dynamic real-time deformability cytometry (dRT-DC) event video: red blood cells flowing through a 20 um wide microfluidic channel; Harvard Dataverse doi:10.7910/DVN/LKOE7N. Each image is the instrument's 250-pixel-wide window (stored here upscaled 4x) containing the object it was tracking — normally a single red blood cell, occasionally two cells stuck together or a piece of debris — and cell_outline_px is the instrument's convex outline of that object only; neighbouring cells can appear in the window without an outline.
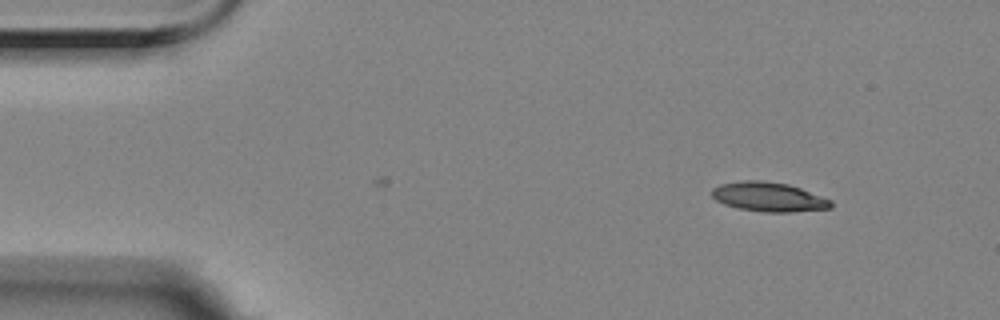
{"species": "Egyptian fruit bat (a non-hibernating species)", "species_latin": "Rousettus aegyptiacus", "temperature_condition": "room temperature", "stored_images_in_passage": 4, "camera_frame_rate_fps": 3000, "um_per_image_px": 0.085, "animal": {"sex": "female"}, "frame": {"image": 1, "passage_image": 1, "time_ms": 0.0, "image_size_px": [1000, 320], "cell_outline_px": [[832, 208], [792, 212], [764, 212], [740, 208], [724, 204], [716, 200], [712, 196], [712, 188], [720, 184], [744, 180], [760, 180], [788, 184], [800, 188], [832, 200]], "centroid_in_image_um": [65.34, 16.73], "position_along_channel_um": 19.7, "area_um2": 20.29}}